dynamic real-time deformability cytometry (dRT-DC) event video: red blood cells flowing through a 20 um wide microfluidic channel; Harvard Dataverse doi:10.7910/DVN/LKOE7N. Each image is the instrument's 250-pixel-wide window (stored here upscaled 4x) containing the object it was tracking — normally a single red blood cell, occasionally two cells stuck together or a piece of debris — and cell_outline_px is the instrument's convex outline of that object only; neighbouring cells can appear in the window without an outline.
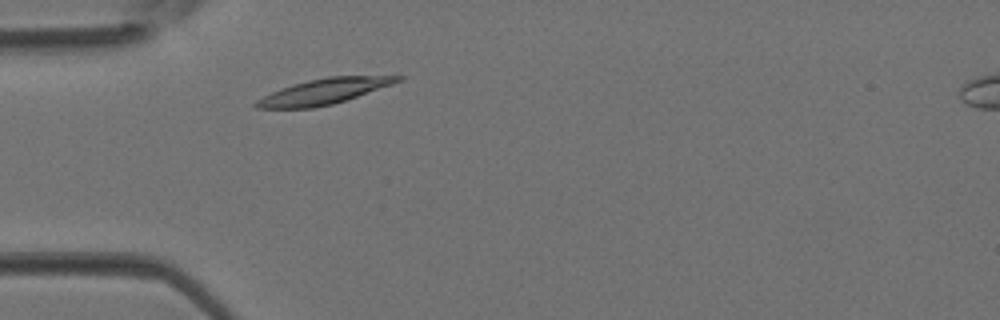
{"species": "Egyptian fruit bat (a non-hibernating species)", "species_latin": "Rousettus aegyptiacus", "temperature_condition": "room temperature", "stored_images_in_passage": 3, "camera_frame_rate_fps": 3000, "um_per_image_px": 0.085, "animal": {"sex": "female"}, "frame": {"image": 1, "passage_image": 2, "time_ms": 0.333, "image_size_px": [1000, 320], "cell_outline_px": [[404, 80], [332, 104], [312, 108], [256, 108], [252, 104], [256, 100], [280, 88], [292, 84], [308, 80], [328, 76], [404, 76]], "centroid_in_image_um": [27.49, 7.76], "position_along_channel_um": 57.5, "area_um2": 20.75}}